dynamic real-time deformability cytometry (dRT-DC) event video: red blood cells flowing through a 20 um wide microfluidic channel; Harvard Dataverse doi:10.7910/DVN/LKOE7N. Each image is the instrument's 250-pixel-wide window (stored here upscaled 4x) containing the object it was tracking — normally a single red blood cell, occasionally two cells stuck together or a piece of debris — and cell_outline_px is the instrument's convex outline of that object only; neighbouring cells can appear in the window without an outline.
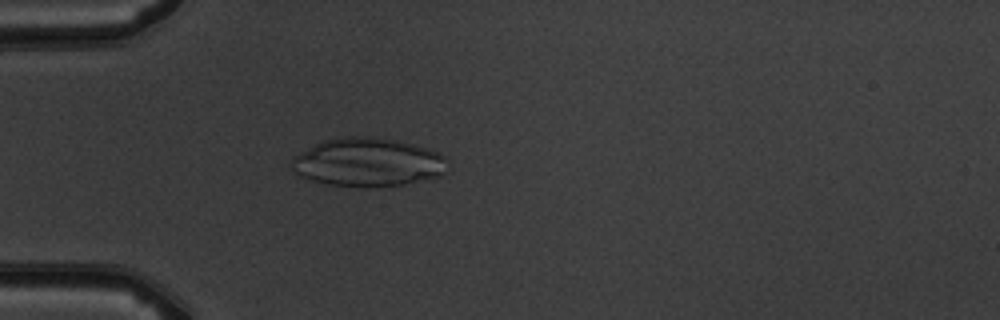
{"species": "common noctule bat (a hibernating species)", "species_latin": "Nyctalus noctula", "temperature_condition": "warm", "stored_images_in_passage": 4, "camera_frame_rate_fps": 3000, "um_per_image_px": 0.085, "animal": {"sex": "male", "body_mass_g": 19.5, "forearm_length_mm": 54.6}, "frame": {"image": 1, "passage_image": 4, "time_ms": 3.667, "image_size_px": [1000, 320], "cell_outline_px": [[444, 172], [440, 176], [404, 184], [376, 188], [356, 188], [328, 184], [312, 180], [300, 176], [292, 168], [292, 156], [324, 140], [344, 136], [364, 136], [396, 140], [412, 144], [436, 152], [444, 156]], "centroid_in_image_um": [31.22, 13.81], "position_along_channel_um": 53.8, "area_um2": 43.99}}